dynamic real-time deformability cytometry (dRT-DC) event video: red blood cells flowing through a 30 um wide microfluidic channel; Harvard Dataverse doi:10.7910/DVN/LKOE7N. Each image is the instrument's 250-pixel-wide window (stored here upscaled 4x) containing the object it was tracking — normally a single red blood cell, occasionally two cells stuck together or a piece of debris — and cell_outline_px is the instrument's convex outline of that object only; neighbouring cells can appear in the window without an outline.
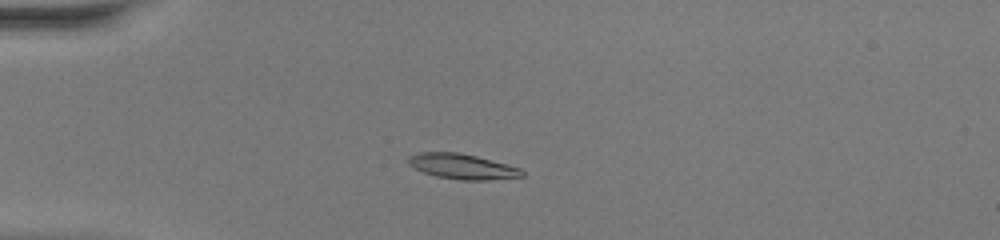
{"species": "common noctule bat (a hibernating species)", "species_latin": "Nyctalus noctula", "temperature_condition": "warm", "stored_images_in_passage": 37, "camera_frame_rate_fps": 3000, "um_per_image_px": 0.085, "animal": {"sex": "female", "body_mass_g": 20.0, "forearm_length_mm": 54.0}, "frame": {"image": 1, "passage_image": 1, "time_ms": 0.0, "image_size_px": [1000, 240], "cell_outline_px": [[524, 176], [488, 180], [460, 180], [436, 176], [424, 172], [408, 164], [408, 156], [420, 152], [460, 152], [508, 164], [520, 168], [524, 172]], "centroid_in_image_um": [39.31, 14.14], "position_along_channel_um": 45.7, "area_um2": 16.7}}
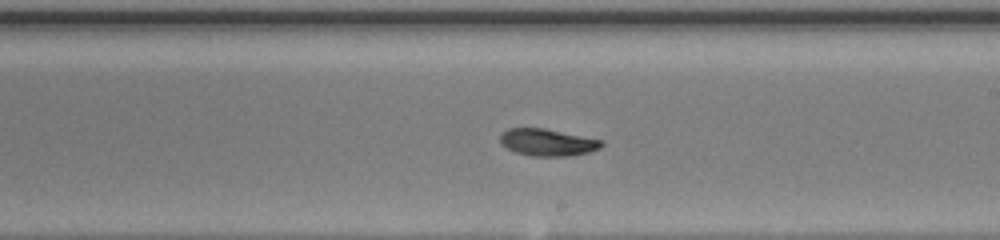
{"frame": {"image": 2, "passage_image": 17, "time_ms": 5.333, "image_size_px": [1000, 240], "cell_outline_px": [[604, 144], [600, 148], [588, 152], [568, 156], [532, 156], [516, 152], [500, 144], [500, 136], [508, 128], [544, 128], [600, 140]], "centroid_in_image_um": [46.51, 12.1], "position_along_channel_um": 242.5, "area_um2": 15.72}}
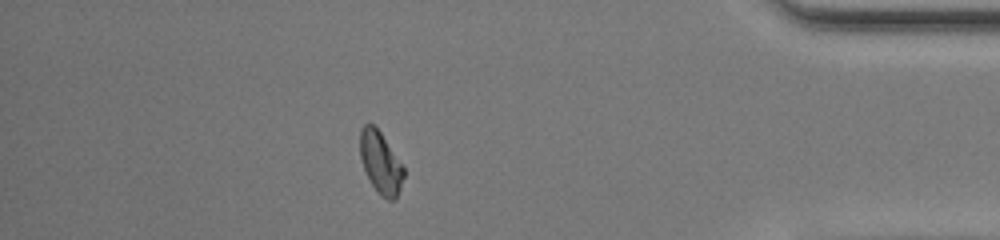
{"frame": {"image": 3, "passage_image": 31, "time_ms": 10.0, "image_size_px": [1000, 240], "cell_outline_px": [[404, 176], [396, 200], [388, 200], [380, 196], [372, 184], [364, 168], [360, 156], [360, 128], [364, 124], [372, 124], [380, 132], [404, 168]], "centroid_in_image_um": [32.35, 13.85], "position_along_channel_um": 402.9, "area_um2": 15.49}, "authors_computed_cell_mechanics": {"area_um2": 16.1262, "velocity_mm_per_s": 4.2131, "shape_relaxation_time_tau1_ms": 7.2335, "shape_relaxation_time_tau2_ms": 11.1823, "deformation_change_tau1": 0.2226, "deformation_change_tau2": 0.1328}}